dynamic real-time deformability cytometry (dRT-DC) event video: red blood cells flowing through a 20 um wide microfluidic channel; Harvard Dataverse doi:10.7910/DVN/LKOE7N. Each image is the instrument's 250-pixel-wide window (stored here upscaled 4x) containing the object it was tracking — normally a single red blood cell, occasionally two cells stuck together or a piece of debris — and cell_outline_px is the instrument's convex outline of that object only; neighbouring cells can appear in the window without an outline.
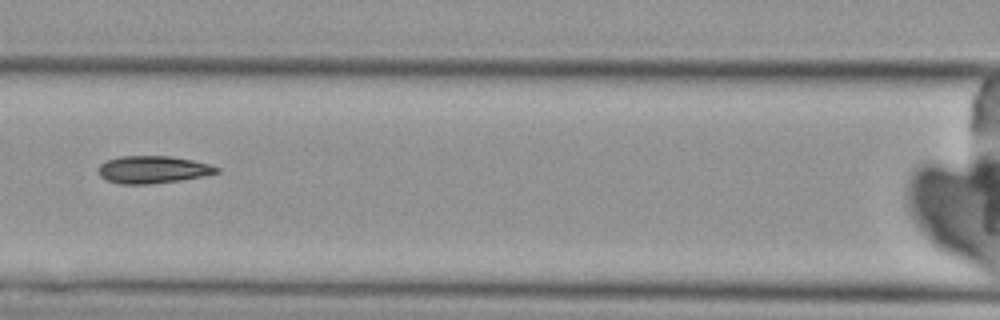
{"species": "Egyptian fruit bat (a non-hibernating species)", "species_latin": "Rousettus aegyptiacus", "temperature_condition": "cold", "stored_images_in_passage": 7, "camera_frame_rate_fps": 3000, "um_per_image_px": 0.085, "animal": {"sex": "female"}, "frame": {"image": 1, "passage_image": 7, "time_ms": 8.0, "image_size_px": [1000, 320], "cell_outline_px": [[220, 172], [204, 176], [180, 180], [148, 184], [120, 184], [108, 180], [100, 176], [96, 172], [100, 164], [104, 160], [120, 156], [172, 156], [192, 160], [208, 164], [220, 168]], "centroid_in_image_um": [12.96, 14.41], "position_along_channel_um": 153.6, "area_um2": 19.02}}